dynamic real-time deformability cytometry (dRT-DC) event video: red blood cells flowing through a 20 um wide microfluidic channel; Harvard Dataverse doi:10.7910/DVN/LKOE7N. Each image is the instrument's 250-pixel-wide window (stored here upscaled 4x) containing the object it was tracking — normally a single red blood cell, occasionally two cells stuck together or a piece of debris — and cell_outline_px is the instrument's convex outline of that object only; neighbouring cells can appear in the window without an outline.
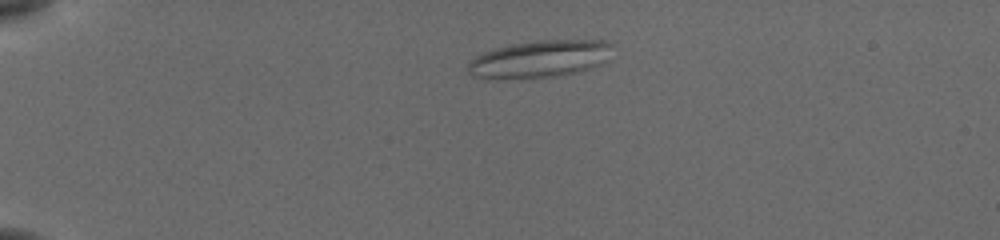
{"species": "common noctule bat (a hibernating species)", "species_latin": "Nyctalus noctula", "temperature_condition": "cold", "stored_images_in_passage": 43, "camera_frame_rate_fps": 3000, "um_per_image_px": 0.085, "animal": {"sex": "female", "body_mass_g": 19.5, "forearm_length_mm": 54.1}, "frame": {"image": 1, "passage_image": 2, "time_ms": 0.333, "image_size_px": [1000, 240], "cell_outline_px": [[612, 44], [600, 64], [576, 72], [556, 76], [496, 80], [488, 80], [472, 76], [468, 72], [468, 64], [476, 56], [484, 52], [496, 48], [512, 44], [540, 40], [604, 40]], "centroid_in_image_um": [45.76, 5.03], "position_along_channel_um": 39.2, "area_um2": 31.1}}
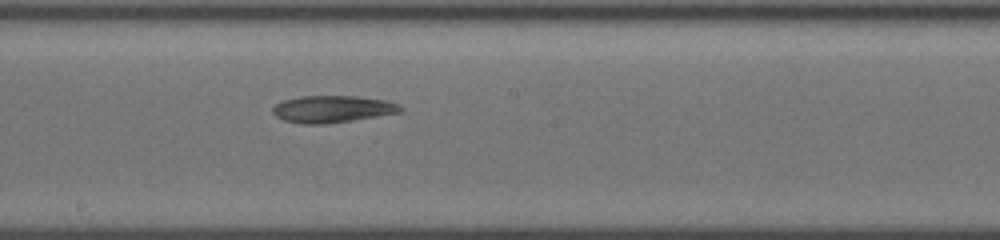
{"frame": {"image": 2, "passage_image": 21, "time_ms": 6.667, "image_size_px": [1000, 240], "cell_outline_px": [[404, 108], [400, 112], [352, 120], [320, 124], [304, 124], [284, 120], [276, 116], [272, 112], [272, 108], [280, 100], [300, 96], [356, 96], [388, 100], [400, 104]], "centroid_in_image_um": [28.25, 9.25], "position_along_channel_um": 220.0, "area_um2": 20.11}}
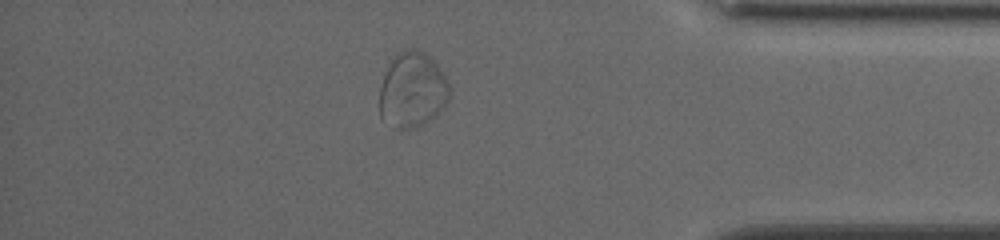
{"frame": {"image": 3, "passage_image": 37, "time_ms": 12.0, "image_size_px": [1000, 240], "cell_outline_px": [[452, 88], [448, 100], [440, 112], [436, 116], [424, 124], [400, 132], [392, 128], [380, 120], [380, 88], [384, 72], [396, 52], [408, 48], [412, 48], [424, 52], [440, 68]], "centroid_in_image_um": [35.04, 7.69], "position_along_channel_um": 400.2, "area_um2": 31.56}, "authors_computed_cell_mechanics": {"area_um2": 21.675, "velocity_mm_per_s": 3.7976, "shape_relaxation_time_tau1_ms": null, "shape_relaxation_time_tau2_ms": 2.5708, "deformation_change_tau1": null, "deformation_change_tau2": 0.0861}}